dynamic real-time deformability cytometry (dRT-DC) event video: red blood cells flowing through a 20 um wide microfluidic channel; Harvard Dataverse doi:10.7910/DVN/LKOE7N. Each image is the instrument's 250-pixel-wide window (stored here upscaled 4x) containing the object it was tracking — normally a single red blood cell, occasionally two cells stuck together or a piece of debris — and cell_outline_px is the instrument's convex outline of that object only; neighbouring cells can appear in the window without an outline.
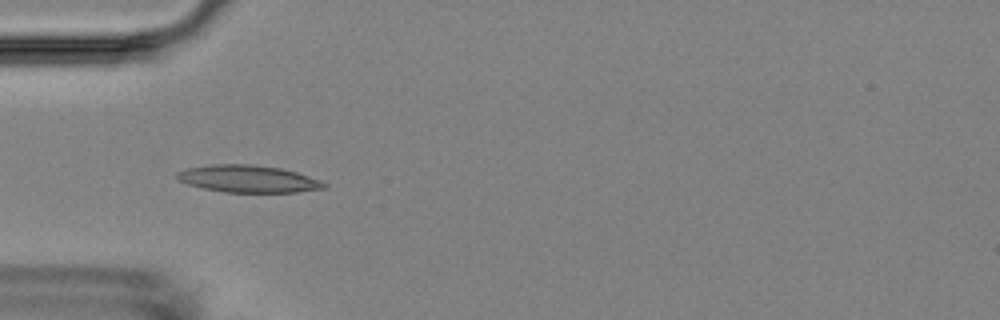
{"species": "Egyptian fruit bat (a non-hibernating species)", "species_latin": "Rousettus aegyptiacus", "temperature_condition": "room temperature", "stored_images_in_passage": 5, "camera_frame_rate_fps": 3000, "um_per_image_px": 0.085, "animal": {"sex": "female"}, "frame": {"image": 1, "passage_image": 4, "time_ms": 4.667, "image_size_px": [1000, 320], "cell_outline_px": [[328, 188], [296, 192], [224, 192], [204, 188], [188, 184], [180, 180], [176, 176], [176, 172], [188, 168], [212, 164], [248, 164], [280, 168], [296, 172], [320, 180], [328, 184]], "centroid_in_image_um": [21.12, 15.2], "position_along_channel_um": 63.9, "area_um2": 23.18}}